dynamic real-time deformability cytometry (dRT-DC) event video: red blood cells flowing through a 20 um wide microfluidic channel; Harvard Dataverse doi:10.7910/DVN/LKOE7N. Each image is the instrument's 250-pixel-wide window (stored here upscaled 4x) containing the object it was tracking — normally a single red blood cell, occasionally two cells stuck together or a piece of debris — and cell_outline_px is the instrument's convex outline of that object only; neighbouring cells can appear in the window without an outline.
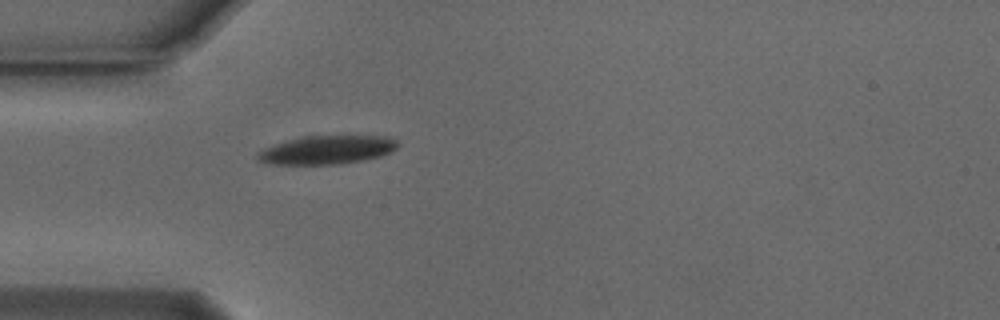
{"species": "Egyptian fruit bat (a non-hibernating species)", "species_latin": "Rousettus aegyptiacus", "temperature_condition": "cold", "stored_images_in_passage": 39, "camera_frame_rate_fps": 3000, "um_per_image_px": 0.085, "animal": {"sex": "male"}, "frame": {"image": 1, "passage_image": 1, "time_ms": 0.0, "image_size_px": [1000, 320], "cell_outline_px": [[400, 144], [396, 148], [380, 156], [340, 164], [268, 164], [256, 160], [256, 152], [272, 144], [304, 136], [388, 136], [396, 140]], "centroid_in_image_um": [27.73, 12.74], "position_along_channel_um": 57.3, "area_um2": 23.29}}
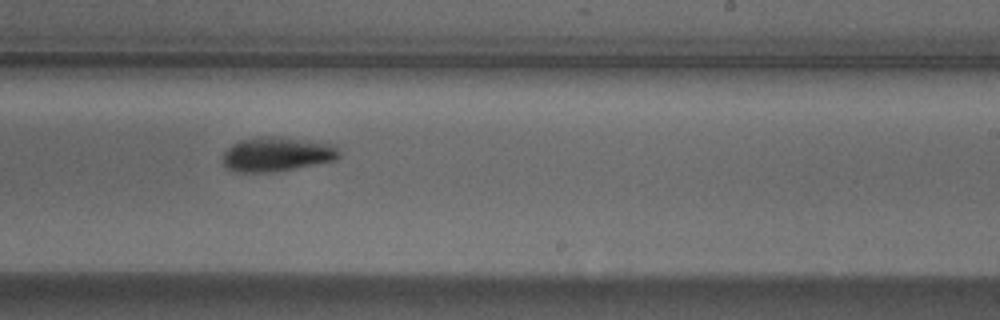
{"frame": {"image": 2, "passage_image": 18, "time_ms": 5.667, "image_size_px": [1000, 320], "cell_outline_px": [[340, 156], [336, 160], [296, 168], [272, 172], [236, 172], [228, 168], [224, 164], [224, 152], [232, 144], [240, 140], [260, 136], [264, 136], [308, 140], [336, 144], [340, 148]], "centroid_in_image_um": [23.59, 13.11], "position_along_channel_um": 265.4, "area_um2": 23.35}}
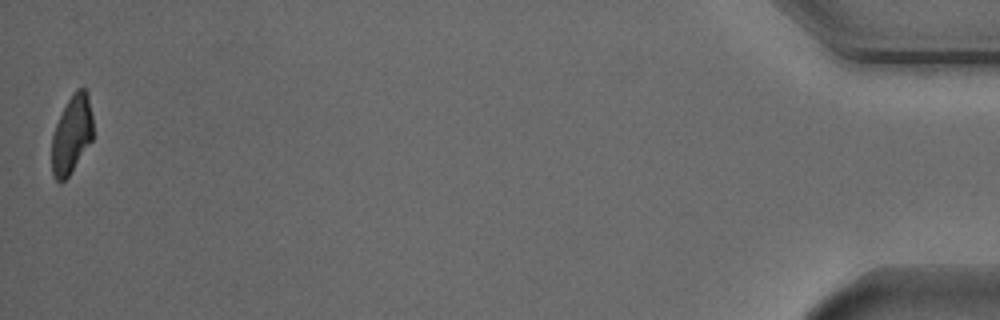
{"frame": {"image": 3, "passage_image": 39, "time_ms": 12.667, "image_size_px": [1000, 320], "cell_outline_px": [[92, 140], [68, 176], [60, 184], [52, 176], [52, 136], [56, 124], [68, 100], [76, 88], [84, 88], [88, 92], [92, 116]], "centroid_in_image_um": [6.09, 11.43], "position_along_channel_um": 429.1, "area_um2": 18.61}, "authors_computed_cell_mechanics": {"area_um2": 22.6576, "velocity_mm_per_s": 3.7649, "shape_relaxation_time_tau1_ms": 2.2823, "shape_relaxation_time_tau2_ms": null, "deformation_change_tau1": 0.1203, "deformation_change_tau2": null}}